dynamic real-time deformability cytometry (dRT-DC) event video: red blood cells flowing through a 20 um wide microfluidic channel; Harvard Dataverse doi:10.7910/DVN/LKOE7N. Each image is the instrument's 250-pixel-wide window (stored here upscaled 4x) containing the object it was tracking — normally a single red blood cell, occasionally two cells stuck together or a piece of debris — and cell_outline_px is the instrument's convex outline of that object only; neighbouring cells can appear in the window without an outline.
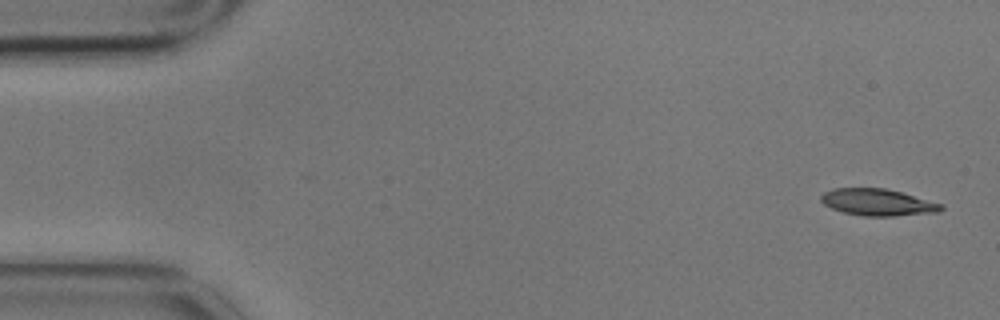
{"species": "common noctule bat (a hibernating species)", "species_latin": "Nyctalus noctula", "temperature_condition": "cold", "stored_images_in_passage": 13, "camera_frame_rate_fps": 3000, "um_per_image_px": 0.085, "animal": {"sex": "male", "body_mass_g": 17.9}, "frame": {"image": 1, "passage_image": 1, "time_ms": 0.0, "image_size_px": [1000, 320], "cell_outline_px": [[944, 208], [940, 212], [896, 216], [864, 216], [844, 212], [832, 208], [824, 204], [820, 200], [820, 196], [824, 192], [832, 188], [884, 188], [900, 192], [944, 204]], "centroid_in_image_um": [74.62, 17.2], "position_along_channel_um": 10.4, "area_um2": 18.79}}
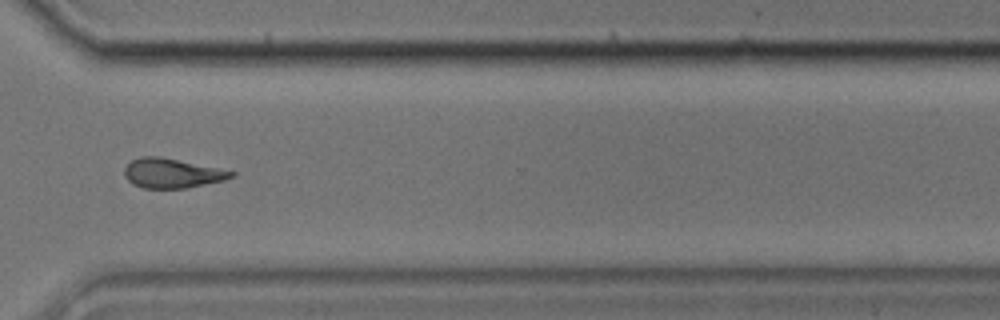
{"frame": {"image": 2, "passage_image": 11, "time_ms": 3.333, "image_size_px": [1000, 320], "cell_outline_px": [[236, 176], [224, 180], [188, 188], [144, 188], [132, 184], [124, 176], [124, 168], [132, 160], [140, 156], [160, 156], [236, 172]], "centroid_in_image_um": [14.61, 14.72], "position_along_channel_um": 356.0, "area_um2": 18.38}}
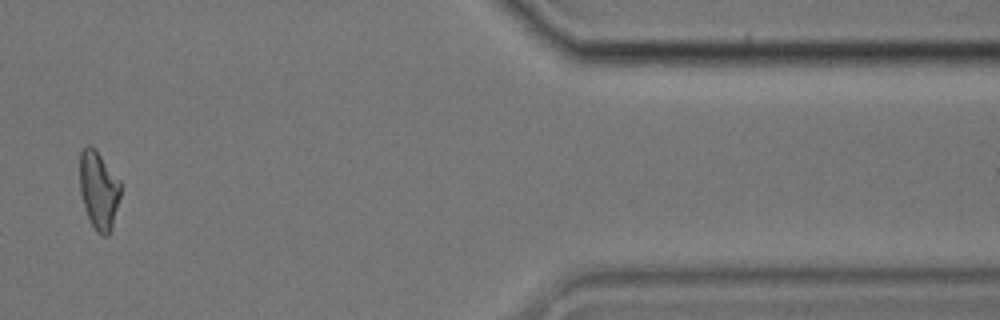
{"frame": {"image": 3, "passage_image": 13, "time_ms": 4.0, "image_size_px": [1000, 320], "cell_outline_px": [[120, 196], [112, 228], [108, 236], [104, 236], [96, 232], [84, 208], [80, 192], [80, 152], [88, 144], [92, 144], [96, 148], [120, 180]], "centroid_in_image_um": [8.39, 16.13], "position_along_channel_um": 403.0, "area_um2": 18.79}}